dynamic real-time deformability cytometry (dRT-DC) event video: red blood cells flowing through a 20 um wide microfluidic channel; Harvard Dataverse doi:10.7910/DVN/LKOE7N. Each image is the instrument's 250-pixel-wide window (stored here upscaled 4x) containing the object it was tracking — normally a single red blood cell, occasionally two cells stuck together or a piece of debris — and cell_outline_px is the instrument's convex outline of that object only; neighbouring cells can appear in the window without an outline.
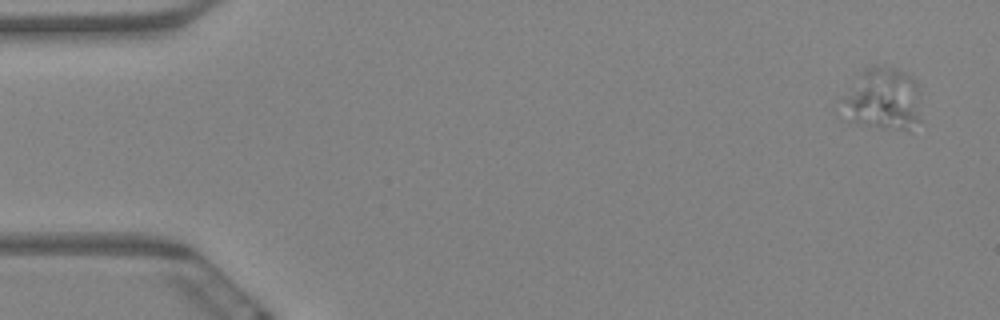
{"species": "Egyptian fruit bat (a non-hibernating species)", "species_latin": "Rousettus aegyptiacus", "temperature_condition": "warm", "stored_images_in_passage": 5, "camera_frame_rate_fps": 3000, "um_per_image_px": 0.085, "animal": {"sex": "female"}, "frame": {"image": 1, "passage_image": 1, "time_ms": 0.0, "image_size_px": [1000, 320], "cell_outline_px": [[920, 120], [912, 132], [848, 124], [848, 96], [864, 68], [872, 64], [880, 64], [896, 68], [912, 76], [920, 84]], "centroid_in_image_um": [75.23, 8.46], "position_along_channel_um": 9.8, "area_um2": 28.9}}
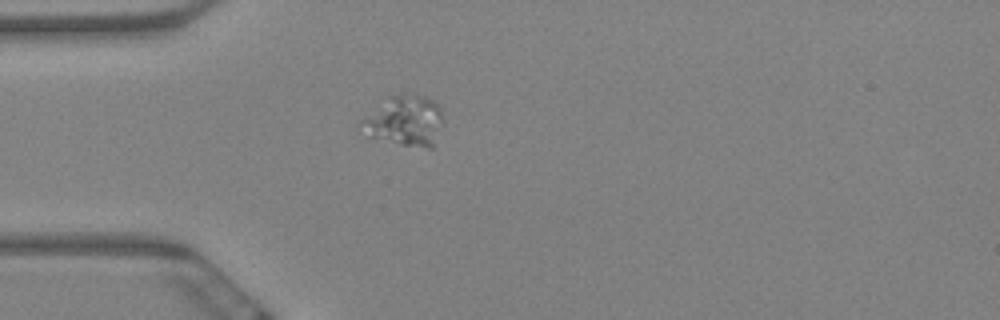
{"frame": {"image": 2, "passage_image": 5, "time_ms": 1.333, "image_size_px": [1000, 320], "cell_outline_px": [[440, 116], [432, 148], [428, 148], [404, 144], [372, 136], [356, 124], [360, 120], [388, 96], [424, 96], [432, 100], [440, 108]], "centroid_in_image_um": [34.33, 10.25], "position_along_channel_um": 50.7, "area_um2": 22.6}}